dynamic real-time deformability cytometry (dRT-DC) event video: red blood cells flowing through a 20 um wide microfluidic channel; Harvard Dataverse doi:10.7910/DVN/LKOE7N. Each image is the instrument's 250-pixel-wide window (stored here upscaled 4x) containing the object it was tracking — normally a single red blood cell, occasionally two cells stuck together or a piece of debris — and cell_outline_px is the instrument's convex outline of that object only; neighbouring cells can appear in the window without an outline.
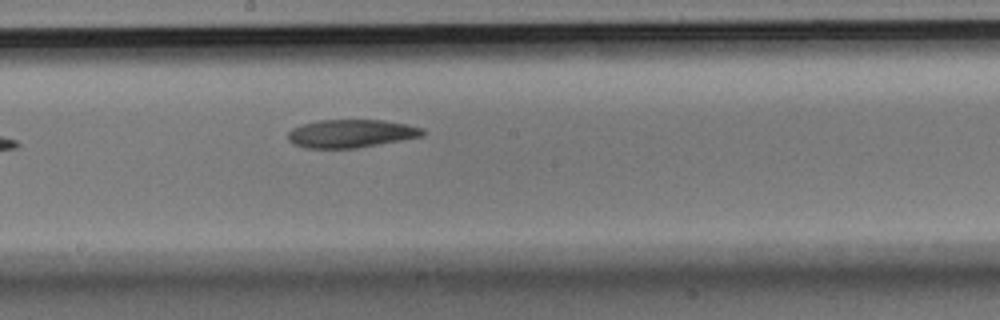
{"species": "Egyptian fruit bat (a non-hibernating species)", "species_latin": "Rousettus aegyptiacus", "temperature_condition": "room temperature", "stored_images_in_passage": 9, "camera_frame_rate_fps": 3000, "um_per_image_px": 0.085, "animal": {"sex": "male"}, "frame": {"image": 1, "passage_image": 9, "time_ms": 2.667, "image_size_px": [1000, 320], "cell_outline_px": [[424, 136], [356, 148], [304, 148], [292, 144], [288, 140], [288, 132], [292, 128], [304, 124], [320, 120], [384, 120], [408, 124], [424, 128]], "centroid_in_image_um": [29.84, 11.35], "position_along_channel_um": 218.4, "area_um2": 22.14}}